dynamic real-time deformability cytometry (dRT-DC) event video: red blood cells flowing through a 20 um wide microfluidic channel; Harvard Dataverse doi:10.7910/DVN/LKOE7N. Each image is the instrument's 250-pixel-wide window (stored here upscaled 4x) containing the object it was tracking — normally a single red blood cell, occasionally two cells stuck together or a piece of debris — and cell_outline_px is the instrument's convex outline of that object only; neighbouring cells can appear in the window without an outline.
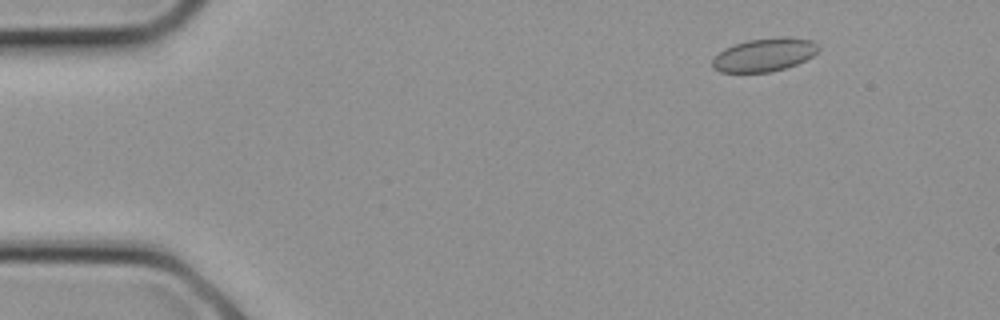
{"species": "common noctule bat (a hibernating species)", "species_latin": "Nyctalus noctula", "temperature_condition": "cold", "stored_images_in_passage": 8, "camera_frame_rate_fps": 3000, "um_per_image_px": 0.085, "animal": {"sex": "female", "body_mass_g": 21.9}, "frame": {"image": 1, "passage_image": 2, "time_ms": 0.333, "image_size_px": [1000, 320], "cell_outline_px": [[820, 48], [812, 56], [796, 64], [772, 72], [720, 72], [712, 68], [712, 60], [724, 48], [748, 40], [780, 36], [788, 36], [812, 40], [820, 44]], "centroid_in_image_um": [64.99, 4.64], "position_along_channel_um": 20.0, "area_um2": 20.63}}
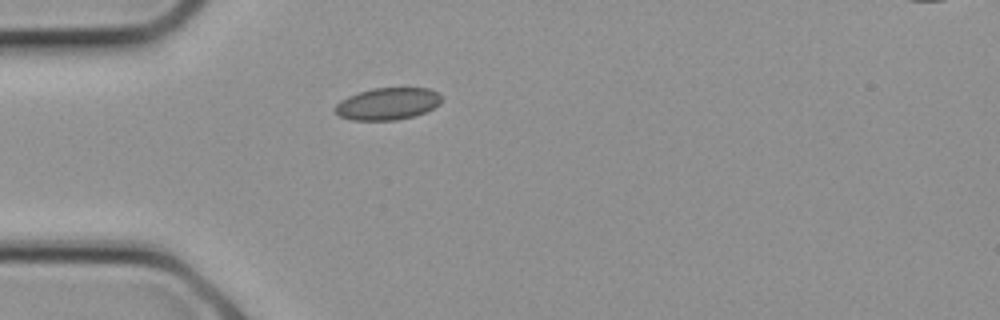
{"frame": {"image": 2, "passage_image": 6, "time_ms": 1.667, "image_size_px": [1000, 320], "cell_outline_px": [[440, 104], [416, 116], [396, 120], [352, 120], [340, 116], [332, 108], [340, 100], [348, 96], [372, 88], [428, 88], [436, 92], [440, 96]], "centroid_in_image_um": [32.91, 8.83], "position_along_channel_um": 52.1, "area_um2": 19.83}}
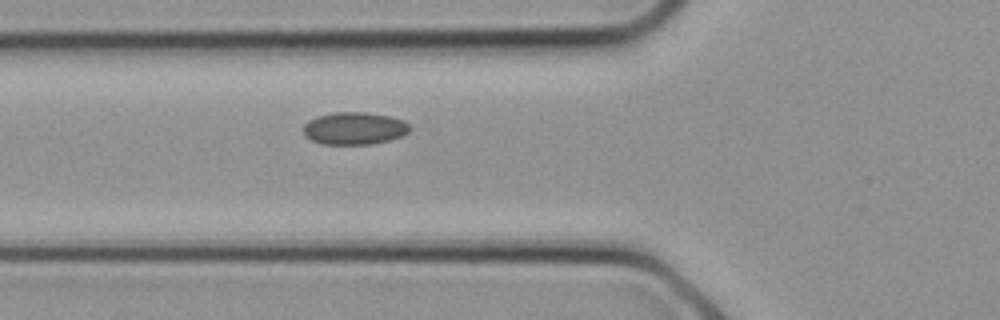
{"frame": {"image": 3, "passage_image": 8, "time_ms": 2.333, "image_size_px": [1000, 320], "cell_outline_px": [[412, 128], [408, 132], [400, 136], [388, 140], [372, 144], [320, 144], [304, 136], [304, 124], [308, 120], [316, 116], [336, 112], [368, 112], [388, 116], [404, 120]], "centroid_in_image_um": [30.1, 10.9], "position_along_channel_um": 95.7, "area_um2": 20.17}}